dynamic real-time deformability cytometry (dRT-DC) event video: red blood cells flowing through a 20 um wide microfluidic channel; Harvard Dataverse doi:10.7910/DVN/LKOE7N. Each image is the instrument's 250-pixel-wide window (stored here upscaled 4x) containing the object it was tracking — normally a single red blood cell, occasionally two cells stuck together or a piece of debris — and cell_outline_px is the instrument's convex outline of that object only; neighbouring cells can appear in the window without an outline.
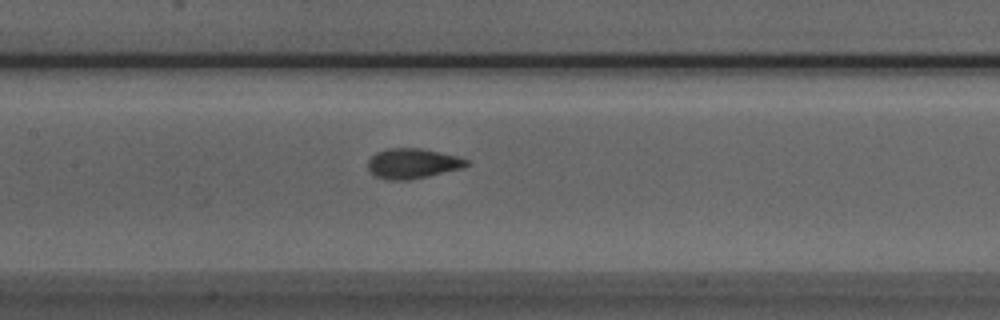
{"species": "Egyptian fruit bat (a non-hibernating species)", "species_latin": "Rousettus aegyptiacus", "temperature_condition": "room temperature", "stored_images_in_passage": 37, "camera_frame_rate_fps": 3000, "um_per_image_px": 0.085, "animal": {"sex": "male"}, "frame": {"image": 1, "passage_image": 9, "time_ms": 2.667, "image_size_px": [1000, 320], "cell_outline_px": [[472, 164], [464, 168], [428, 176], [408, 180], [388, 180], [376, 176], [368, 168], [368, 160], [376, 152], [388, 148], [420, 148], [456, 156], [468, 160]], "centroid_in_image_um": [35.1, 13.9], "position_along_channel_um": 172.3, "area_um2": 17.28}}
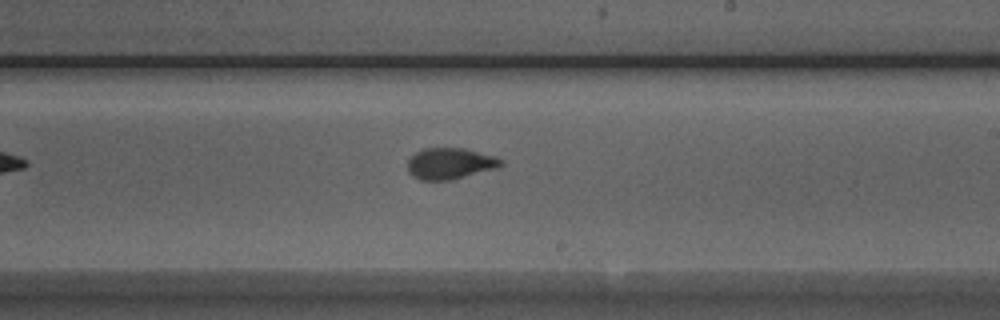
{"frame": {"image": 2, "passage_image": 15, "time_ms": 4.667, "image_size_px": [1000, 320], "cell_outline_px": [[504, 164], [496, 168], [448, 180], [420, 180], [412, 176], [408, 172], [408, 160], [416, 152], [424, 148], [464, 148], [492, 156], [504, 160]], "centroid_in_image_um": [38.22, 13.9], "position_along_channel_um": 250.8, "area_um2": 16.76}}
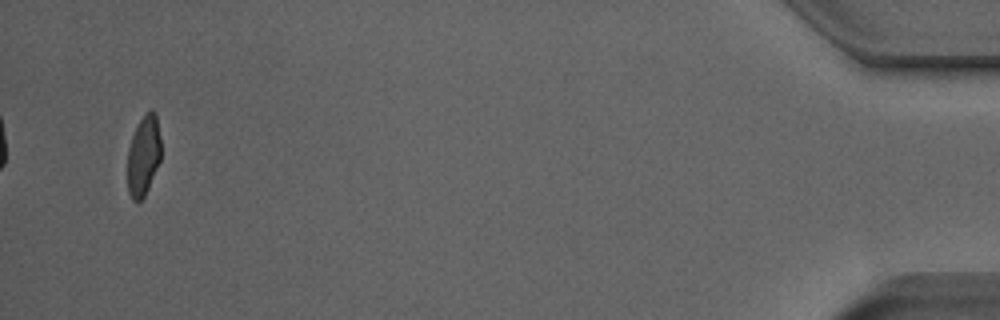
{"frame": {"image": 3, "passage_image": 35, "time_ms": 11.333, "image_size_px": [1000, 320], "cell_outline_px": [[160, 160], [148, 188], [144, 196], [136, 204], [132, 200], [128, 192], [128, 148], [132, 136], [140, 120], [152, 108], [156, 112], [160, 136]], "centroid_in_image_um": [12.19, 13.24], "position_along_channel_um": 423.0, "area_um2": 15.55}, "authors_computed_cell_mechanics": {"area_um2": 16.9354, "velocity_mm_per_s": 3.9368, "shape_relaxation_time_tau1_ms": 3.6685, "shape_relaxation_time_tau2_ms": null, "deformation_change_tau1": 0.1306, "deformation_change_tau2": null}}